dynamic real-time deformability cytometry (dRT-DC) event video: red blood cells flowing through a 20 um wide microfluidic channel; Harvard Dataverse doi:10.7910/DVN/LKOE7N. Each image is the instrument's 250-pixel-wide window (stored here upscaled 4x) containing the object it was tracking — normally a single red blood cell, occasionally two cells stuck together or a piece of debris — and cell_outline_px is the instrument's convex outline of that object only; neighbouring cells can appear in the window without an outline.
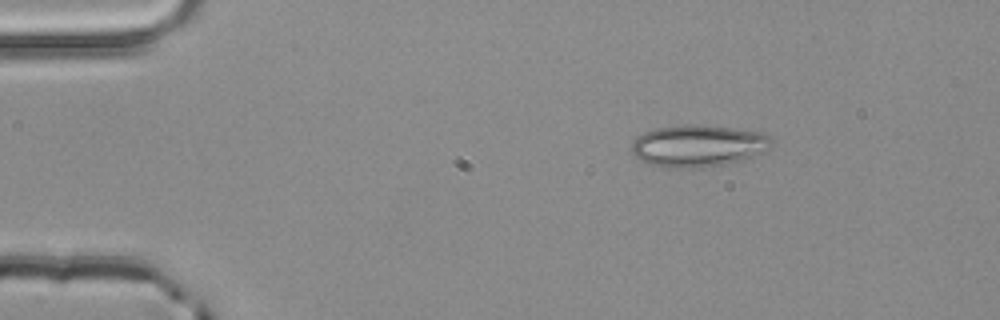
{"species": "common noctule bat (a hibernating species)", "species_latin": "Nyctalus noctula", "temperature_condition": "room temperature", "stored_images_in_passage": 3, "camera_frame_rate_fps": 3000, "um_per_image_px": 0.085, "animal": {"sex": "male", "body_mass_g": 20.4}, "frame": {"image": 1, "passage_image": 1, "time_ms": 0.0, "image_size_px": [1000, 320], "cell_outline_px": [[772, 144], [764, 152], [744, 160], [704, 168], [664, 168], [648, 164], [640, 160], [632, 152], [632, 144], [636, 136], [644, 132], [656, 128], [684, 124], [692, 124], [728, 128], [760, 132], [768, 136], [772, 140]], "centroid_in_image_um": [59.31, 12.41], "position_along_channel_um": 25.7, "area_um2": 34.33}}